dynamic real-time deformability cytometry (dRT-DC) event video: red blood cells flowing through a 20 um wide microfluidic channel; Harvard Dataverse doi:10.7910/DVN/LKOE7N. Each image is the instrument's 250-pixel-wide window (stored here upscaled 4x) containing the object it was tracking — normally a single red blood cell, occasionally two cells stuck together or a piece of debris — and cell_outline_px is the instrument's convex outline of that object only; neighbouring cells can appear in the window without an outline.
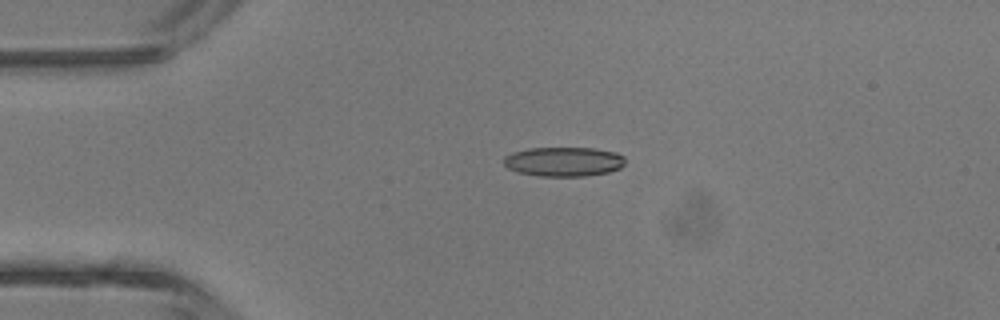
{"species": "common noctule bat (a hibernating species)", "species_latin": "Nyctalus noctula", "temperature_condition": "room temperature", "stored_images_in_passage": 5, "camera_frame_rate_fps": 3000, "um_per_image_px": 0.085, "animal": {"sex": "male", "body_mass_g": 13.3}, "frame": {"image": 1, "passage_image": 3, "time_ms": 2.333, "image_size_px": [1000, 320], "cell_outline_px": [[624, 164], [620, 168], [608, 172], [584, 176], [540, 176], [516, 172], [508, 168], [504, 164], [504, 156], [512, 152], [528, 148], [596, 148], [616, 152], [624, 156]], "centroid_in_image_um": [47.9, 13.73], "position_along_channel_um": 37.1, "area_um2": 20.92}}
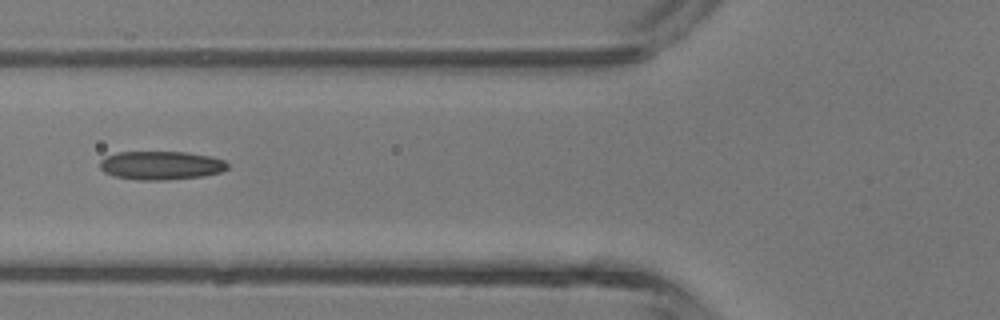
{"frame": {"image": 2, "passage_image": 5, "time_ms": 4.667, "image_size_px": [1000, 320], "cell_outline_px": [[228, 168], [220, 172], [204, 176], [164, 180], [136, 180], [116, 176], [104, 172], [100, 168], [100, 160], [104, 156], [116, 152], [188, 152], [212, 156], [224, 160], [228, 164]], "centroid_in_image_um": [13.68, 14.05], "position_along_channel_um": 112.1, "area_um2": 21.44}}